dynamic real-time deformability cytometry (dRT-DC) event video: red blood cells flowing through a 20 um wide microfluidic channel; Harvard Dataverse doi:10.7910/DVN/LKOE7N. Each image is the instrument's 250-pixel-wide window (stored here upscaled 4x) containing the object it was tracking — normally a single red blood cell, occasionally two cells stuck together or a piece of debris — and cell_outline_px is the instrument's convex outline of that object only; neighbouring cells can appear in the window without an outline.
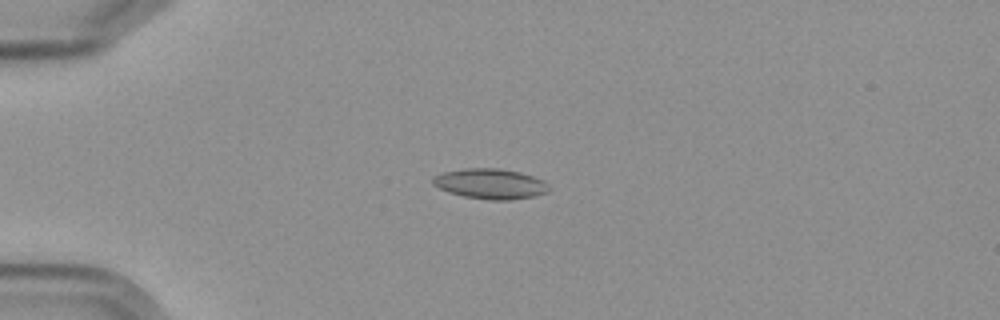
{"species": "Egyptian fruit bat (a non-hibernating species)", "species_latin": "Rousettus aegyptiacus", "temperature_condition": "cold", "stored_images_in_passage": 4, "camera_frame_rate_fps": 3000, "um_per_image_px": 0.085, "frame": {"image": 1, "passage_image": 3, "time_ms": 3.333, "image_size_px": [1000, 320], "cell_outline_px": [[552, 188], [548, 192], [532, 196], [508, 200], [492, 200], [464, 196], [448, 192], [432, 184], [432, 176], [444, 172], [464, 168], [500, 168], [520, 172], [544, 180]], "centroid_in_image_um": [41.69, 15.61], "position_along_channel_um": 43.3, "area_um2": 20.52}}